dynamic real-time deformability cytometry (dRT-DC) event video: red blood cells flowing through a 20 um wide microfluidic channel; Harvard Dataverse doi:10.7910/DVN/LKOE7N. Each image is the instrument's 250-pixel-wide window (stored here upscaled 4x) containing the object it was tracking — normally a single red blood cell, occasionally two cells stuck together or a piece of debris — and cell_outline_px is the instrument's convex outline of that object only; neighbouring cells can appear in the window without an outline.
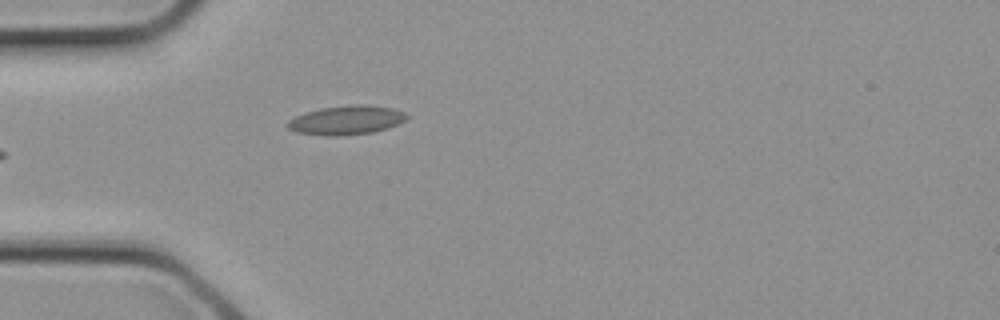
{"species": "common noctule bat (a hibernating species)", "species_latin": "Nyctalus noctula", "temperature_condition": "cold", "stored_images_in_passage": 2, "camera_frame_rate_fps": 3000, "um_per_image_px": 0.085, "animal": {"sex": "female", "body_mass_g": 21.9}, "frame": {"image": 1, "passage_image": 2, "time_ms": 0.333, "image_size_px": [1000, 320], "cell_outline_px": [[408, 120], [388, 128], [372, 132], [340, 136], [324, 136], [296, 132], [288, 128], [284, 124], [288, 120], [304, 112], [320, 108], [352, 104], [368, 104], [392, 108], [404, 112], [408, 116]], "centroid_in_image_um": [29.43, 10.21], "position_along_channel_um": 55.6, "area_um2": 20.52}}